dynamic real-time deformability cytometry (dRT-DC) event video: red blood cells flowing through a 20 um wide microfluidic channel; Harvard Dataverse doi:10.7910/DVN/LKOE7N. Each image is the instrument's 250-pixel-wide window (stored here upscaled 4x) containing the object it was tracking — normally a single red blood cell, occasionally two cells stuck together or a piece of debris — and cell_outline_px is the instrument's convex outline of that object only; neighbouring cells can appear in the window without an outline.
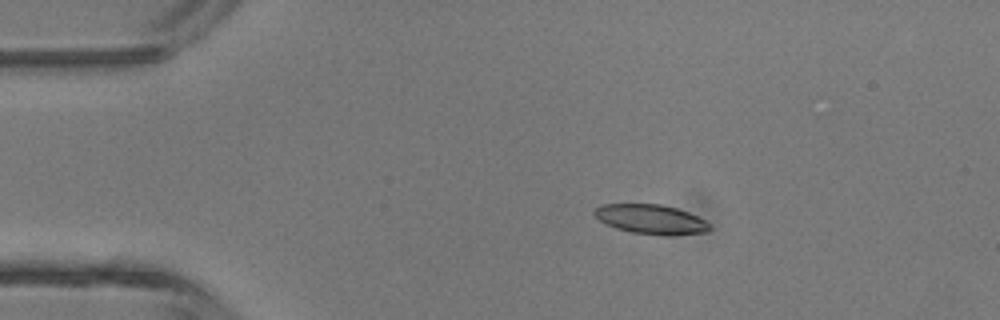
{"species": "common noctule bat (a hibernating species)", "species_latin": "Nyctalus noctula", "temperature_condition": "room temperature", "stored_images_in_passage": 4, "camera_frame_rate_fps": 3000, "um_per_image_px": 0.085, "animal": {"sex": "male", "body_mass_g": 13.3}, "frame": {"image": 1, "passage_image": 3, "time_ms": 2.333, "image_size_px": [1000, 320], "cell_outline_px": [[712, 228], [708, 232], [672, 236], [664, 236], [632, 232], [616, 228], [600, 220], [592, 212], [596, 208], [604, 204], [660, 204], [676, 208], [688, 212], [712, 224]], "centroid_in_image_um": [55.39, 18.65], "position_along_channel_um": 29.6, "area_um2": 19.88}}